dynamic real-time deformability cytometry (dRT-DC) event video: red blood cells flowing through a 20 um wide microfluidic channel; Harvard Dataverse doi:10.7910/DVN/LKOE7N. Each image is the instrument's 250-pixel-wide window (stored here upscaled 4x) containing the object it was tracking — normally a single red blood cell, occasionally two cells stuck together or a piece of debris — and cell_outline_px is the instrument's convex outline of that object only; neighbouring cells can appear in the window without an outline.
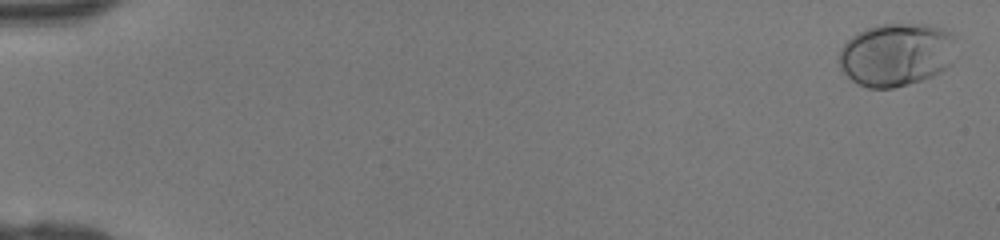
{"species": "human", "species_latin": "Homo sapiens", "temperature_condition": "room temperature", "stored_images_in_passage": 47, "camera_frame_rate_fps": 3000, "um_per_image_px": 0.085, "donor": {"sex": "female"}, "frame": {"image": 1, "passage_image": 2, "time_ms": 0.333, "image_size_px": [1000, 240], "cell_outline_px": [[952, 64], [940, 72], [932, 76], [908, 84], [892, 88], [868, 88], [852, 80], [840, 68], [840, 48], [852, 36], [876, 24], [928, 24], [952, 32]], "centroid_in_image_um": [76.17, 4.64], "position_along_channel_um": 8.8, "area_um2": 42.66}}
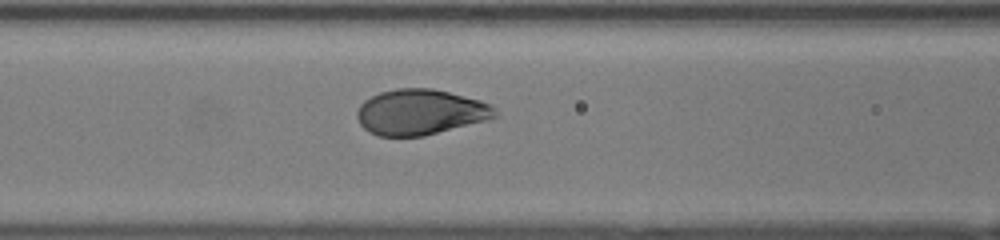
{"frame": {"image": 2, "passage_image": 22, "time_ms": 7.0, "image_size_px": [1000, 240], "cell_outline_px": [[496, 116], [488, 120], [424, 136], [376, 136], [368, 132], [360, 124], [356, 116], [356, 112], [360, 104], [364, 100], [380, 92], [396, 88], [432, 88], [480, 100], [496, 108]], "centroid_in_image_um": [35.7, 9.53], "position_along_channel_um": 130.9, "area_um2": 36.7}}
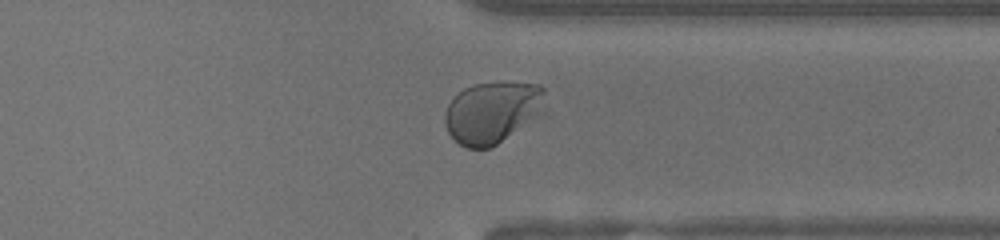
{"frame": {"image": 3, "passage_image": 38, "time_ms": 12.333, "image_size_px": [1000, 240], "cell_outline_px": [[548, 112], [492, 148], [464, 148], [448, 132], [444, 120], [444, 112], [448, 104], [464, 88], [476, 84], [540, 84], [544, 88]], "centroid_in_image_um": [41.93, 9.59], "position_along_channel_um": 369.5, "area_um2": 36.47}}